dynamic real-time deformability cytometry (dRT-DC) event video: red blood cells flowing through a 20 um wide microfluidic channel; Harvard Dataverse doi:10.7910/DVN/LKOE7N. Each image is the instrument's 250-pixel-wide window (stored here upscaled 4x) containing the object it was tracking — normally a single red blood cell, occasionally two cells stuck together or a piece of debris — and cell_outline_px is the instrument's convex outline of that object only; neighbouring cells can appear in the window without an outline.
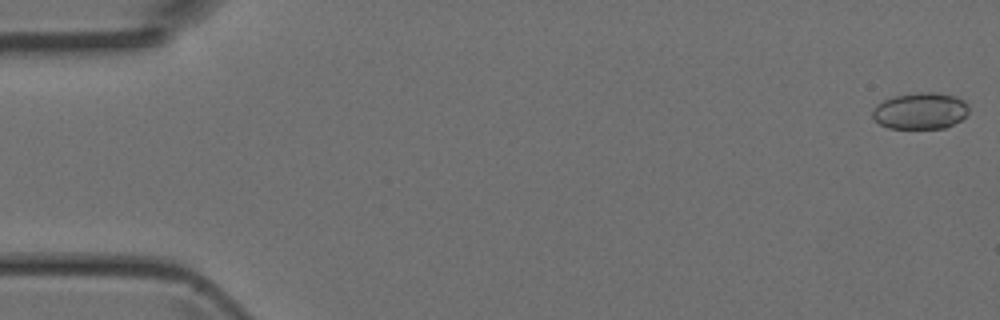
{"species": "Egyptian fruit bat (a non-hibernating species)", "species_latin": "Rousettus aegyptiacus", "temperature_condition": "room temperature", "stored_images_in_passage": 4, "camera_frame_rate_fps": 3000, "um_per_image_px": 0.085, "animal": {"sex": "female"}, "frame": {"image": 1, "passage_image": 1, "time_ms": 0.0, "image_size_px": [1000, 320], "cell_outline_px": [[968, 112], [960, 120], [944, 128], [888, 128], [880, 124], [872, 116], [872, 112], [876, 104], [884, 100], [896, 96], [920, 92], [936, 92], [956, 96], [964, 100], [968, 104]], "centroid_in_image_um": [78.23, 9.42], "position_along_channel_um": 6.8, "area_um2": 20.4}}